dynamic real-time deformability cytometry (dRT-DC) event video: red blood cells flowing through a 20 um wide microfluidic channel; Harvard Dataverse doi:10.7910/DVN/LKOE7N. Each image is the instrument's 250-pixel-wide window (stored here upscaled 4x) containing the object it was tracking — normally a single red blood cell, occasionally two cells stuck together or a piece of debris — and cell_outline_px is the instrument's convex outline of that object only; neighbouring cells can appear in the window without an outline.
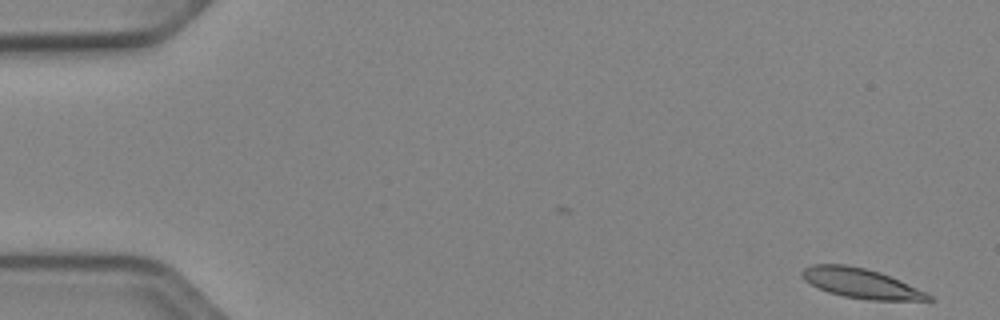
{"species": "Egyptian fruit bat (a non-hibernating species)", "species_latin": "Rousettus aegyptiacus", "temperature_condition": "cold", "stored_images_in_passage": 51, "camera_frame_rate_fps": 3000, "um_per_image_px": 0.085, "animal": {"sex": "female"}, "frame": {"image": 1, "passage_image": 1, "time_ms": 0.0, "image_size_px": [1000, 320], "cell_outline_px": [[936, 300], [868, 300], [844, 296], [828, 292], [804, 280], [800, 276], [800, 272], [804, 268], [812, 264], [844, 264], [864, 268], [880, 272], [900, 280], [928, 292]], "centroid_in_image_um": [73.2, 24.08], "position_along_channel_um": 11.8, "area_um2": 21.96}}
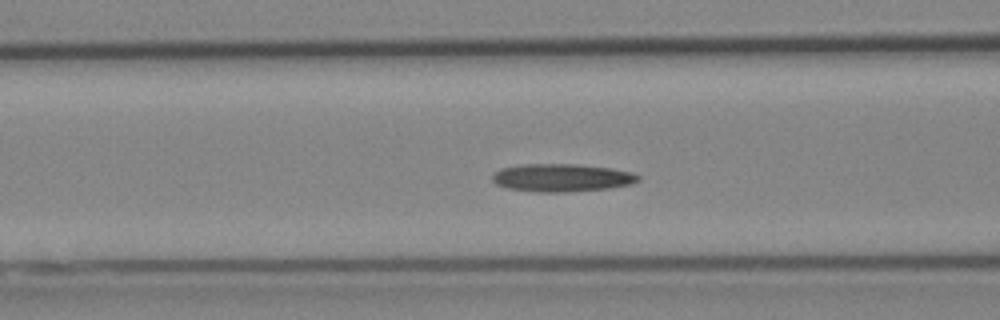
{"frame": {"image": 2, "passage_image": 20, "time_ms": 6.333, "image_size_px": [1000, 320], "cell_outline_px": [[640, 180], [628, 184], [608, 188], [568, 192], [536, 192], [508, 188], [496, 184], [492, 180], [492, 176], [500, 168], [520, 164], [580, 164], [608, 168], [632, 172], [640, 176]], "centroid_in_image_um": [47.72, 15.1], "position_along_channel_um": 118.9, "area_um2": 23.64}}
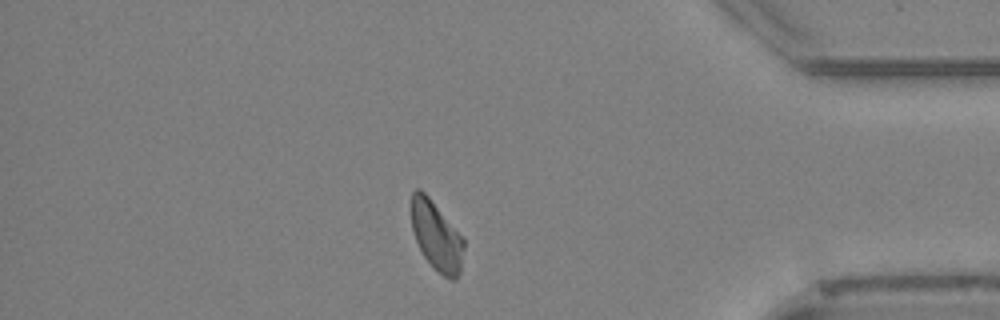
{"frame": {"image": 3, "passage_image": 44, "time_ms": 14.333, "image_size_px": [1000, 320], "cell_outline_px": [[464, 248], [460, 272], [456, 280], [452, 280], [444, 276], [424, 256], [416, 240], [412, 228], [412, 192], [416, 188], [420, 188], [428, 196], [464, 236]], "centroid_in_image_um": [37.13, 20.04], "position_along_channel_um": 398.1, "area_um2": 20.98}, "authors_computed_cell_mechanics": {"area_um2": 22.1374, "velocity_mm_per_s": 3.8748, "shape_relaxation_time_tau1_ms": 11.3776, "shape_relaxation_time_tau2_ms": null, "deformation_change_tau1": 0.2225, "deformation_change_tau2": null}}